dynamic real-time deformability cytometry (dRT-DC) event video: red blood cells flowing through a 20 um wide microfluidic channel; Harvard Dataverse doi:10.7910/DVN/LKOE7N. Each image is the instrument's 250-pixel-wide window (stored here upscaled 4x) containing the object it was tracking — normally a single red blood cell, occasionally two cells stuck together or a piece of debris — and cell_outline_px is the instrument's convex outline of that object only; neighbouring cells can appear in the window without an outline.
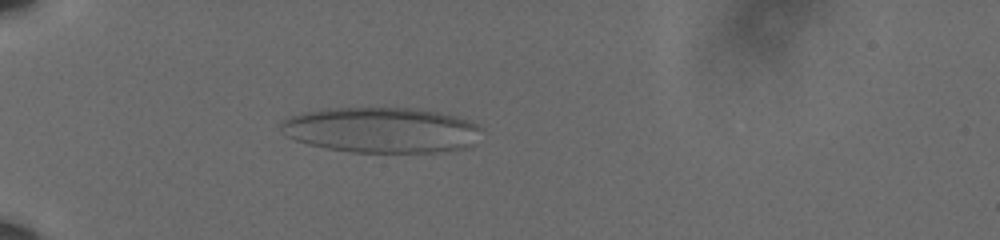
{"species": "human", "species_latin": "Homo sapiens", "temperature_condition": "cold", "stored_images_in_passage": 43, "camera_frame_rate_fps": 3000, "um_per_image_px": 0.085, "donor": {"sex": "male"}, "frame": {"image": 1, "passage_image": 3, "time_ms": 0.667, "image_size_px": [1000, 240], "cell_outline_px": [[480, 128], [472, 144], [468, 148], [436, 152], [352, 152], [328, 148], [308, 144], [296, 140], [288, 136], [280, 128], [280, 124], [284, 120], [292, 116], [304, 112], [328, 108], [412, 108], [436, 112], [452, 116], [476, 124]], "centroid_in_image_um": [32.38, 11.06], "position_along_channel_um": 52.6, "area_um2": 52.48}}
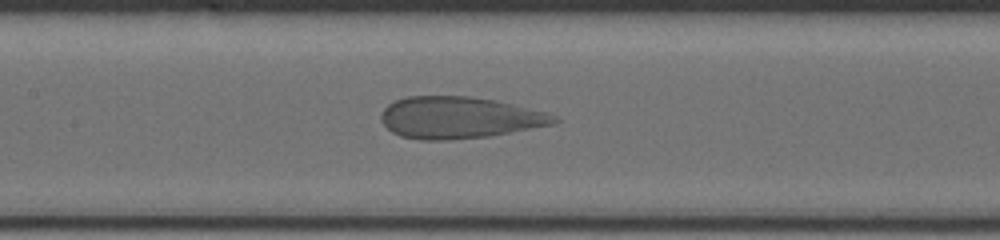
{"frame": {"image": 2, "passage_image": 15, "time_ms": 4.667, "image_size_px": [1000, 240], "cell_outline_px": [[560, 120], [552, 124], [488, 136], [448, 140], [420, 140], [400, 136], [392, 132], [380, 120], [380, 116], [384, 108], [388, 104], [396, 100], [408, 96], [468, 96], [496, 100], [548, 112], [556, 116]], "centroid_in_image_um": [39.01, 9.99], "position_along_channel_um": 168.4, "area_um2": 42.02}}
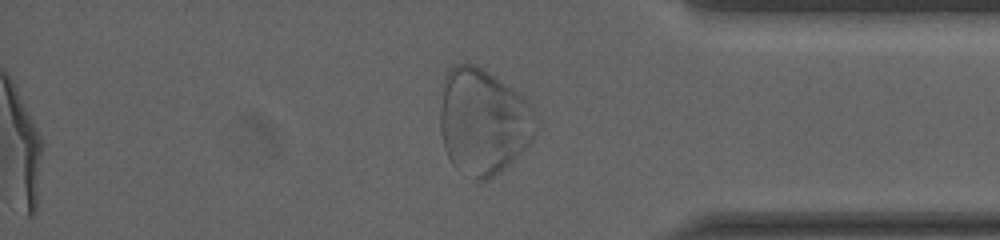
{"frame": {"image": 3, "passage_image": 35, "time_ms": 11.333, "image_size_px": [1000, 240], "cell_outline_px": [[540, 128], [532, 140], [504, 168], [492, 176], [484, 180], [476, 180], [456, 168], [452, 164], [444, 148], [440, 132], [440, 108], [444, 80], [448, 68], [456, 64], [476, 64], [488, 72], [520, 96], [528, 104]], "centroid_in_image_um": [41.03, 10.34], "position_along_channel_um": 394.2, "area_um2": 58.44}}